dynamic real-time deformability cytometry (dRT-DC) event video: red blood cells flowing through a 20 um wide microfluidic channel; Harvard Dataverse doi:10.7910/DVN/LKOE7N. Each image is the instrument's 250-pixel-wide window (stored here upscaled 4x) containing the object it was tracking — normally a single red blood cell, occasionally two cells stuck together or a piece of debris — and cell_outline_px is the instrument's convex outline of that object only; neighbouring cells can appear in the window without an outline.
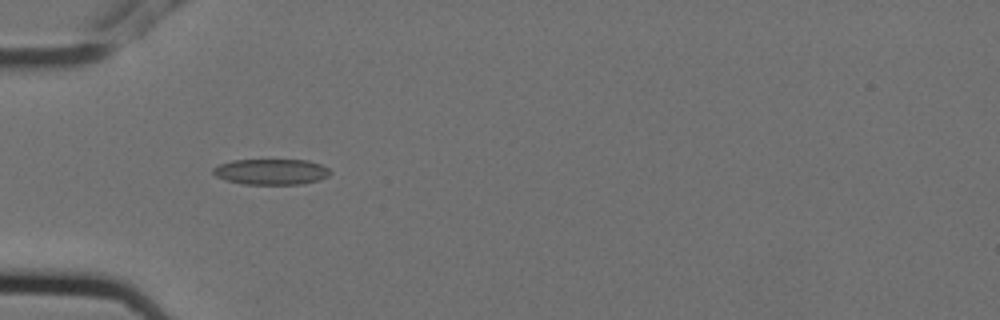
{"species": "Egyptian fruit bat (a non-hibernating species)", "species_latin": "Rousettus aegyptiacus", "temperature_condition": "cold", "stored_images_in_passage": 8, "camera_frame_rate_fps": 3000, "um_per_image_px": 0.085, "animal": {"sex": "female"}, "frame": {"image": 1, "passage_image": 5, "time_ms": 1.333, "image_size_px": [1000, 320], "cell_outline_px": [[332, 172], [328, 176], [320, 180], [300, 184], [244, 184], [224, 180], [216, 176], [212, 172], [212, 168], [220, 164], [232, 160], [308, 160], [320, 164], [328, 168]], "centroid_in_image_um": [23.05, 14.6], "position_along_channel_um": 62.0, "area_um2": 17.63}}
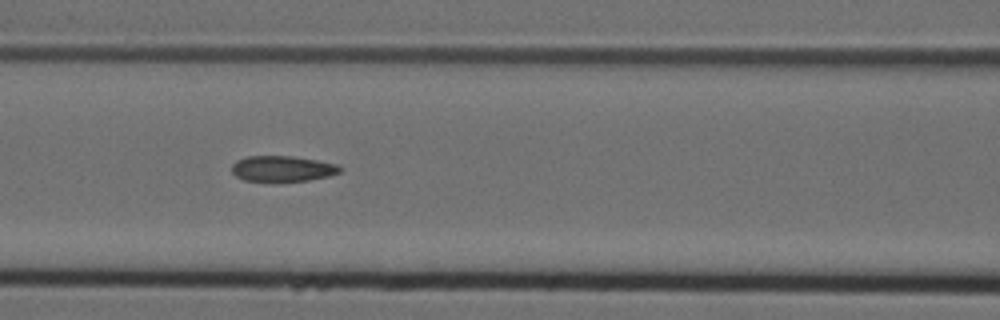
{"frame": {"image": 2, "passage_image": 7, "time_ms": 2.0, "image_size_px": [1000, 320], "cell_outline_px": [[344, 168], [340, 172], [328, 176], [308, 180], [276, 184], [244, 180], [236, 176], [232, 172], [232, 164], [236, 160], [244, 156], [292, 156], [316, 160], [336, 164]], "centroid_in_image_um": [23.97, 14.37], "position_along_channel_um": 142.6, "area_um2": 16.88}}
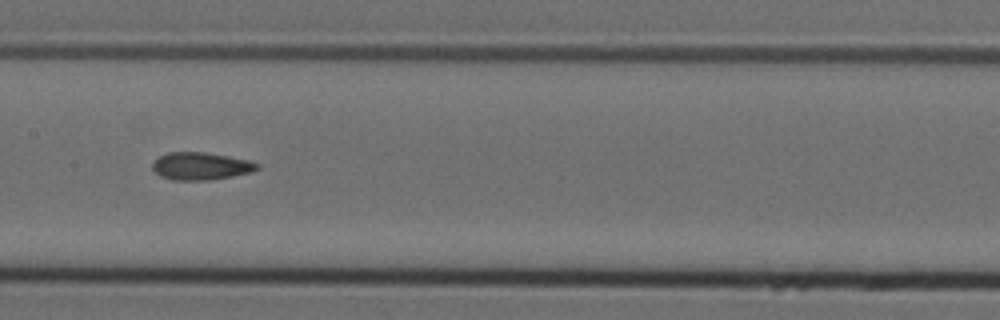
{"frame": {"image": 3, "passage_image": 8, "time_ms": 2.333, "image_size_px": [1000, 320], "cell_outline_px": [[260, 168], [252, 172], [232, 176], [208, 180], [172, 180], [160, 176], [152, 168], [152, 164], [160, 156], [168, 152], [204, 152], [228, 156], [248, 160], [260, 164]], "centroid_in_image_um": [17.08, 14.12], "position_along_channel_um": 190.3, "area_um2": 16.76}}